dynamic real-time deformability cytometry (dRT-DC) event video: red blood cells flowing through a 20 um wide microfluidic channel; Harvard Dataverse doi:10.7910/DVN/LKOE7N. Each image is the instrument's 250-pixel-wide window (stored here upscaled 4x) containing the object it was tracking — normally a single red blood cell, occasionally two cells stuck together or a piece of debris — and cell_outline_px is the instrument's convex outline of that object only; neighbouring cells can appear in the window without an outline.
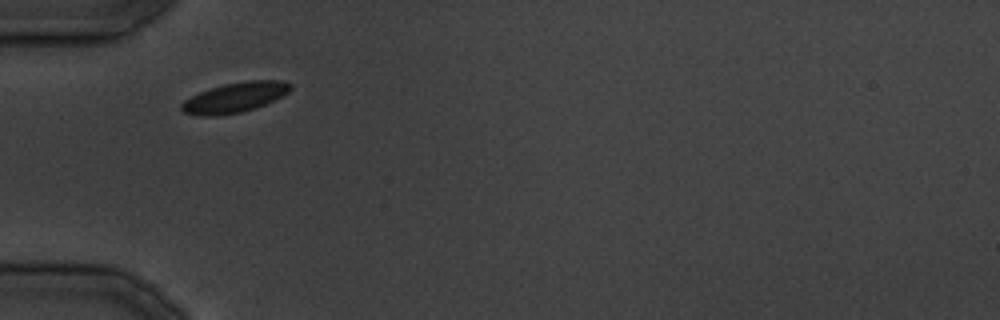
{"species": "common noctule bat (a hibernating species)", "species_latin": "Nyctalus noctula", "temperature_condition": "cold", "stored_images_in_passage": 5, "camera_frame_rate_fps": 3000, "um_per_image_px": 0.085, "animal": {"sex": "male", "body_mass_g": 19.5, "forearm_length_mm": 54.6}, "frame": {"image": 1, "passage_image": 1, "time_ms": 0.0, "image_size_px": [1000, 320], "cell_outline_px": [[292, 88], [284, 96], [256, 108], [240, 112], [216, 116], [200, 116], [184, 112], [180, 108], [180, 104], [184, 100], [200, 92], [224, 84], [248, 80], [280, 80], [292, 84]], "centroid_in_image_um": [19.99, 8.28], "position_along_channel_um": 65.0, "area_um2": 19.07}}
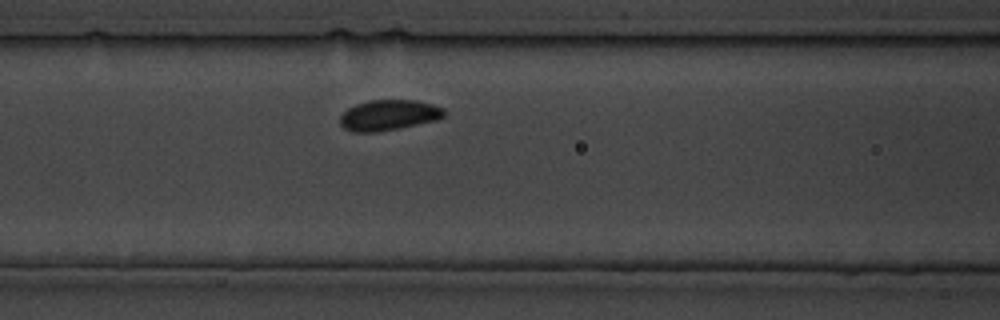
{"frame": {"image": 2, "passage_image": 5, "time_ms": 4.667, "image_size_px": [1000, 320], "cell_outline_px": [[448, 112], [444, 116], [436, 120], [400, 128], [380, 132], [352, 132], [344, 128], [340, 124], [340, 116], [348, 108], [356, 104], [368, 100], [416, 100], [432, 104], [444, 108]], "centroid_in_image_um": [33.05, 9.79], "position_along_channel_um": 133.5, "area_um2": 18.73}}